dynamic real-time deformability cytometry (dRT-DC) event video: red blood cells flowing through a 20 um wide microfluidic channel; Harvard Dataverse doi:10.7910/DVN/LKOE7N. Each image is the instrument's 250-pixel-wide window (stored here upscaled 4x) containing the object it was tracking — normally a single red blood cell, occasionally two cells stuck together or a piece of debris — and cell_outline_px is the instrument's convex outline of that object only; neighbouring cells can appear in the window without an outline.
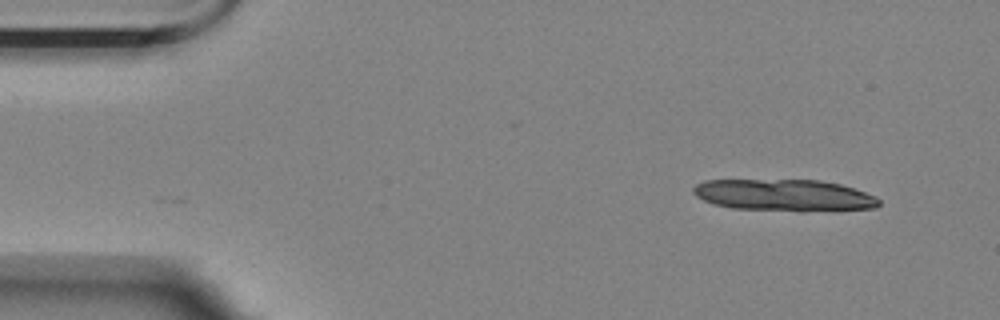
{"species": "Egyptian fruit bat (a non-hibernating species)", "species_latin": "Rousettus aegyptiacus", "temperature_condition": "room temperature", "stored_images_in_passage": 2, "camera_frame_rate_fps": 3000, "um_per_image_px": 0.085, "animal": {"sex": "female"}, "frame": {"image": 1, "passage_image": 2, "time_ms": 1.333, "image_size_px": [1000, 320], "cell_outline_px": [[880, 204], [876, 208], [804, 212], [800, 212], [732, 208], [712, 204], [696, 196], [692, 192], [692, 188], [696, 184], [704, 180], [820, 180], [840, 184], [876, 196], [880, 200]], "centroid_in_image_um": [66.65, 16.61], "position_along_channel_um": 18.4, "area_um2": 34.8}}